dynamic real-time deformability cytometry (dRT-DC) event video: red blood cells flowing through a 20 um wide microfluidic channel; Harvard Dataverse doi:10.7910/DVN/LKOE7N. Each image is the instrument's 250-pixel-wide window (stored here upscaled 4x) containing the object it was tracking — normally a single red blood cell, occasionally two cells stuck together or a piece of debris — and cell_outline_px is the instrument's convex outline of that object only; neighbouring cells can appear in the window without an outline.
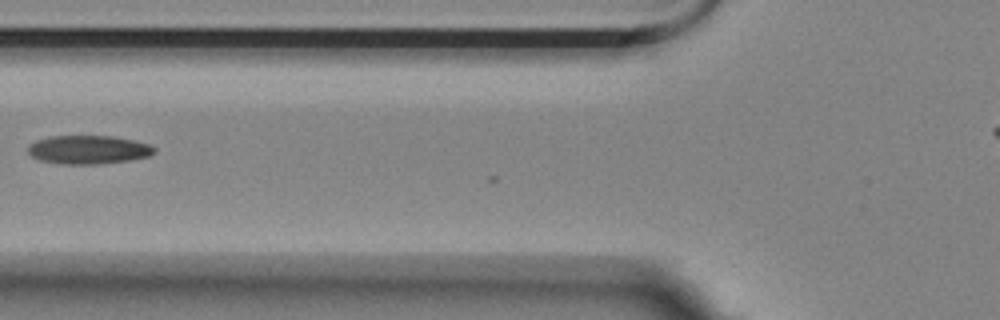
{"species": "Egyptian fruit bat (a non-hibernating species)", "species_latin": "Rousettus aegyptiacus", "temperature_condition": "room temperature", "stored_images_in_passage": 8, "camera_frame_rate_fps": 3000, "um_per_image_px": 0.085, "animal": {"sex": "female"}, "frame": {"image": 1, "passage_image": 3, "time_ms": 0.667, "image_size_px": [1000, 320], "cell_outline_px": [[156, 152], [148, 156], [128, 160], [100, 164], [60, 164], [40, 160], [32, 156], [28, 152], [28, 144], [36, 140], [48, 136], [112, 136], [132, 140], [148, 144], [156, 148]], "centroid_in_image_um": [7.48, 12.72], "position_along_channel_um": 118.3, "area_um2": 21.04}}
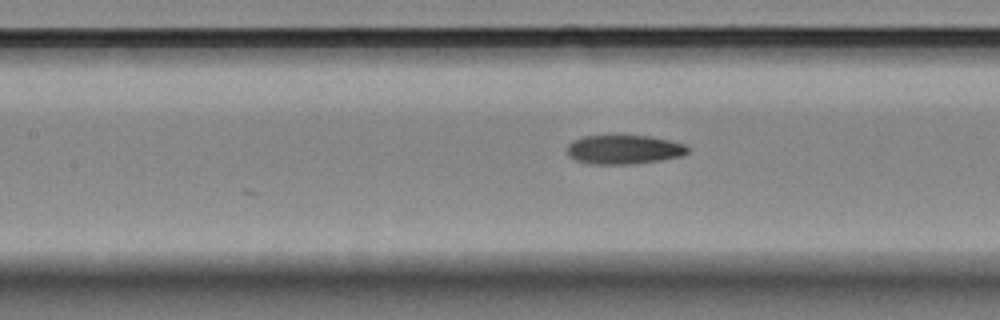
{"frame": {"image": 2, "passage_image": 6, "time_ms": 1.667, "image_size_px": [1000, 320], "cell_outline_px": [[688, 152], [680, 156], [660, 160], [632, 164], [588, 164], [576, 160], [568, 156], [568, 144], [572, 140], [584, 136], [648, 136], [668, 140], [684, 144], [688, 148]], "centroid_in_image_um": [52.99, 12.72], "position_along_channel_um": 154.4, "area_um2": 20.29}}